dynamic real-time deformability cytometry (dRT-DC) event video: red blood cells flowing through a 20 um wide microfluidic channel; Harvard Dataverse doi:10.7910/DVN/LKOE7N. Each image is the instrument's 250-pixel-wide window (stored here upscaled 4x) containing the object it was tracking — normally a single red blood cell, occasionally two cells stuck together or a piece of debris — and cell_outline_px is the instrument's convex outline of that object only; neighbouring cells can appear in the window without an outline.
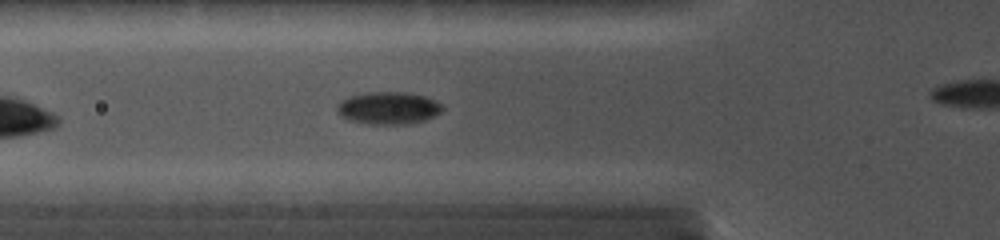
{"species": "common noctule bat (a hibernating species)", "species_latin": "Nyctalus noctula", "temperature_condition": "cold", "stored_images_in_passage": 22, "camera_frame_rate_fps": 5000, "um_per_image_px": 0.085, "animal": {"sex": "female", "body_mass_g": 19.0, "forearm_length_mm": 56.7}, "frame": {"image": 1, "passage_image": 2, "time_ms": 0.4, "image_size_px": [1000, 240], "cell_outline_px": [[444, 108], [440, 112], [424, 120], [408, 124], [368, 124], [348, 120], [340, 112], [340, 104], [344, 100], [352, 96], [368, 92], [404, 92], [424, 96], [440, 104]], "centroid_in_image_um": [33.06, 9.19], "position_along_channel_um": 92.7, "area_um2": 19.25}}
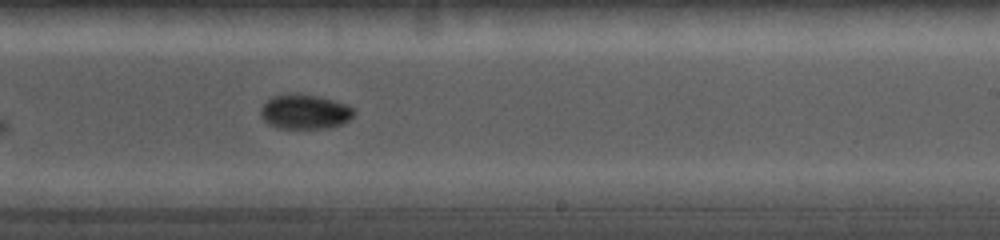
{"frame": {"image": 2, "passage_image": 12, "time_ms": 4.6, "image_size_px": [1000, 240], "cell_outline_px": [[356, 112], [344, 124], [328, 128], [280, 128], [268, 124], [260, 116], [260, 108], [268, 100], [276, 96], [316, 96], [332, 100], [356, 108]], "centroid_in_image_um": [25.95, 9.55], "position_along_channel_um": 263.1, "area_um2": 18.26}}
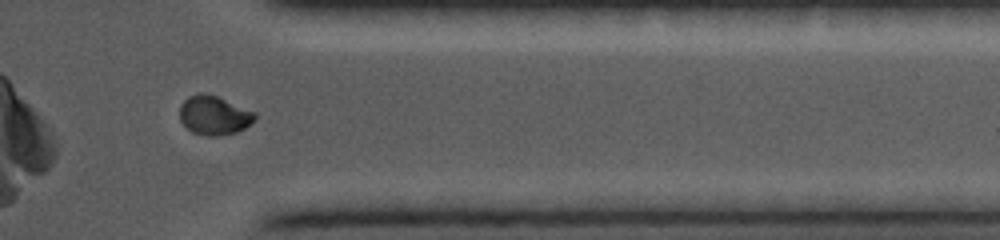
{"frame": {"image": 3, "passage_image": 20, "time_ms": 7.8, "image_size_px": [1000, 240], "cell_outline_px": [[256, 116], [244, 128], [236, 132], [220, 136], [208, 136], [192, 132], [180, 120], [180, 104], [188, 96], [200, 92], [204, 92], [216, 96], [256, 112]], "centroid_in_image_um": [18.16, 9.79], "position_along_channel_um": 393.2, "area_um2": 16.99}}